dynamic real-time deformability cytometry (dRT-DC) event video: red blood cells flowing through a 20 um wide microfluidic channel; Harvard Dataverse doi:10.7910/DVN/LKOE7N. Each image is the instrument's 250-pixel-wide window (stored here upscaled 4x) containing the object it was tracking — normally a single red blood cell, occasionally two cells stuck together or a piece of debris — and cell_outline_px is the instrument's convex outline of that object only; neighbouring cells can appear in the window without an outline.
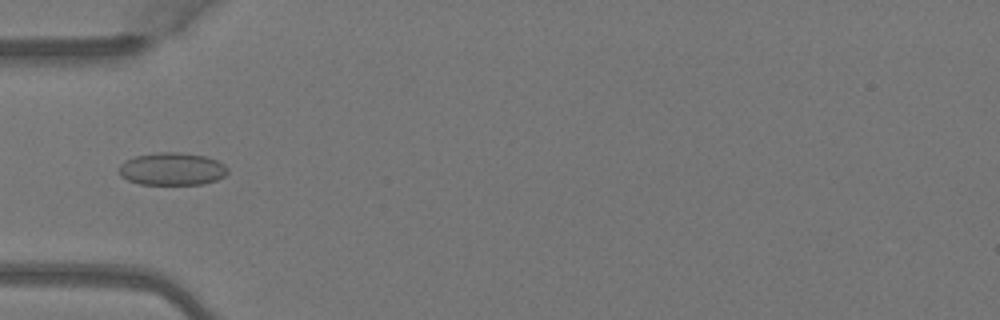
{"species": "Egyptian fruit bat (a non-hibernating species)", "species_latin": "Rousettus aegyptiacus", "temperature_condition": "warm", "stored_images_in_passage": 4, "camera_frame_rate_fps": 3000, "um_per_image_px": 0.085, "animal": {"sex": "female"}, "frame": {"image": 1, "passage_image": 3, "time_ms": 0.667, "image_size_px": [1000, 320], "cell_outline_px": [[228, 172], [224, 176], [216, 180], [204, 184], [140, 184], [128, 180], [120, 176], [120, 164], [136, 156], [160, 152], [180, 152], [204, 156], [216, 160], [224, 164], [228, 168]], "centroid_in_image_um": [14.65, 14.36], "position_along_channel_um": 70.3, "area_um2": 20.52}}
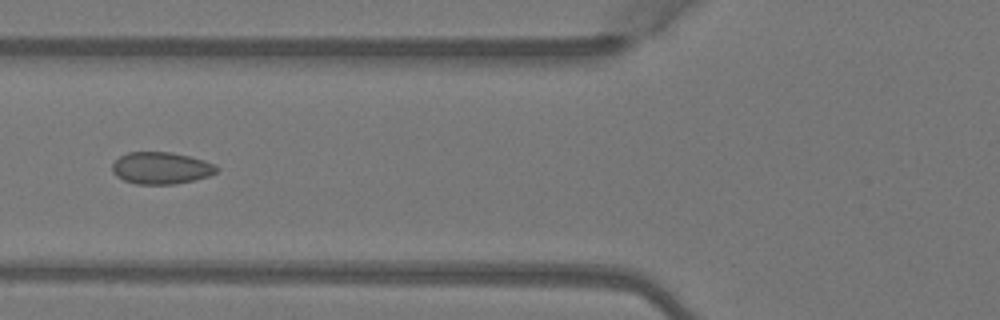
{"frame": {"image": 2, "passage_image": 4, "time_ms": 1.0, "image_size_px": [1000, 320], "cell_outline_px": [[220, 168], [216, 172], [208, 176], [192, 180], [172, 184], [136, 184], [124, 180], [116, 176], [112, 172], [112, 164], [120, 156], [128, 152], [172, 152], [204, 160]], "centroid_in_image_um": [13.66, 14.28], "position_along_channel_um": 112.1, "area_um2": 19.31}}